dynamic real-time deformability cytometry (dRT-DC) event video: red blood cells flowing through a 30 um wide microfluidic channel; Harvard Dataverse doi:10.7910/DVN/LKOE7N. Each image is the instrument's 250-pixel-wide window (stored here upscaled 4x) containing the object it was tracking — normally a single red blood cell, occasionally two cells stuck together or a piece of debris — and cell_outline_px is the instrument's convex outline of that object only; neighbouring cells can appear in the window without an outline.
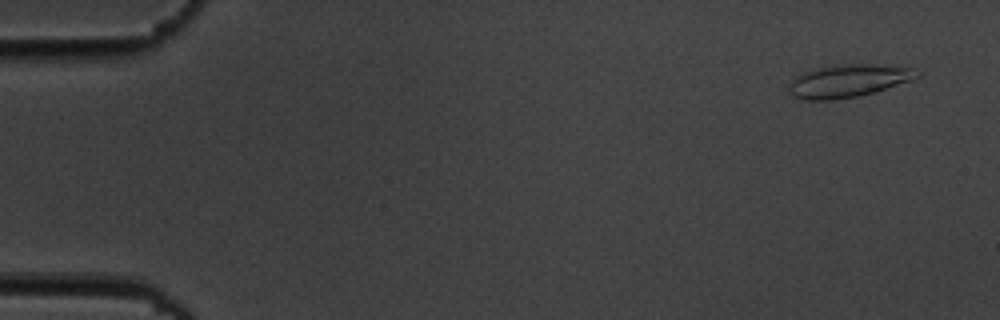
{"species": "common noctule bat (a hibernating species)", "species_latin": "Nyctalus noctula", "temperature_condition": "cold", "stored_images_in_passage": 5, "camera_frame_rate_fps": 3000, "um_per_image_px": 0.085, "animal": {"sex": "male", "body_mass_g": 19.5, "forearm_length_mm": 54.6}, "frame": {"image": 1, "passage_image": 1, "time_ms": 0.0, "image_size_px": [1000, 320], "cell_outline_px": [[920, 76], [912, 80], [876, 92], [860, 96], [832, 100], [804, 100], [792, 96], [788, 92], [788, 84], [796, 76], [812, 68], [852, 64], [868, 64], [912, 68], [920, 72]], "centroid_in_image_um": [72.07, 6.89], "position_along_channel_um": 12.9, "area_um2": 24.57}}